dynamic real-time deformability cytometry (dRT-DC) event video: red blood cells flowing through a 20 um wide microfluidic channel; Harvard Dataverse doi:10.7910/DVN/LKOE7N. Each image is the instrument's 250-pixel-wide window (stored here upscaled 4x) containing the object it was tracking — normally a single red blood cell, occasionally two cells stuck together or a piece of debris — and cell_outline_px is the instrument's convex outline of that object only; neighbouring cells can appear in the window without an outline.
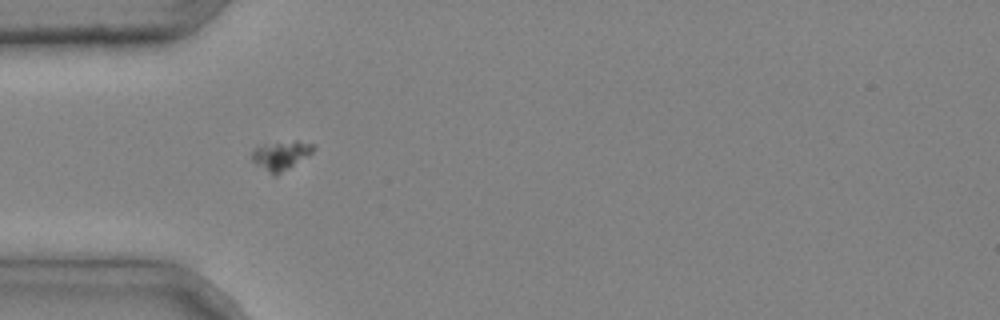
{"species": "common noctule bat (a hibernating species)", "species_latin": "Nyctalus noctula", "temperature_condition": "cold", "stored_images_in_passage": 4, "camera_frame_rate_fps": 3000, "um_per_image_px": 0.085, "animal": {"sex": "male", "body_mass_g": 20.4}, "frame": {"image": 1, "passage_image": 3, "time_ms": 0.667, "image_size_px": [1000, 320], "cell_outline_px": [[316, 148], [312, 152], [276, 176], [268, 172], [252, 160], [252, 152], [256, 148], [264, 144], [296, 140], [316, 144]], "centroid_in_image_um": [23.91, 13.18], "position_along_channel_um": 61.1, "area_um2": 10.12}}